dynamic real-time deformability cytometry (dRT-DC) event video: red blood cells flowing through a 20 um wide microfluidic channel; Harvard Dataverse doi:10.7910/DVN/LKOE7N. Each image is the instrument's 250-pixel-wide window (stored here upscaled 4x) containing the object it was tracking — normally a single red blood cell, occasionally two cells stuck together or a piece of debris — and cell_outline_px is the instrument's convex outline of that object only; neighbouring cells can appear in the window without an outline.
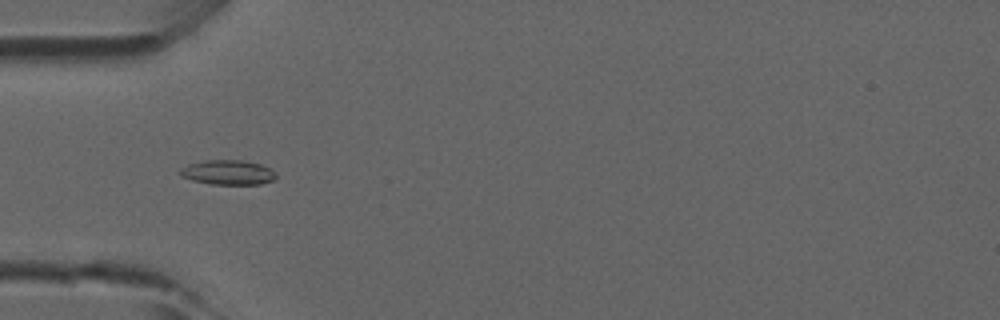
{"species": "common noctule bat (a hibernating species)", "species_latin": "Nyctalus noctula", "temperature_condition": "room temperature", "stored_images_in_passage": 38, "camera_frame_rate_fps": 3000, "um_per_image_px": 0.085, "animal": {"sex": "male", "forearm_length_mm": 52.5}, "frame": {"image": 1, "passage_image": 6, "time_ms": 1.667, "image_size_px": [1000, 320], "cell_outline_px": [[276, 176], [272, 180], [260, 184], [208, 184], [192, 180], [180, 176], [180, 168], [188, 164], [204, 160], [240, 160], [260, 164], [276, 172]], "centroid_in_image_um": [19.33, 14.65], "position_along_channel_um": 65.7, "area_um2": 13.76}}
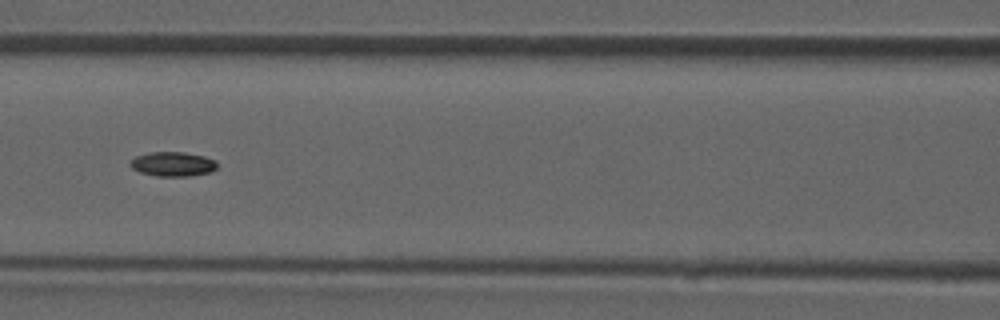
{"frame": {"image": 2, "passage_image": 12, "time_ms": 3.667, "image_size_px": [1000, 320], "cell_outline_px": [[216, 168], [212, 172], [188, 176], [156, 176], [140, 172], [132, 168], [128, 164], [136, 156], [148, 152], [184, 152], [204, 156], [216, 160]], "centroid_in_image_um": [14.68, 13.94], "position_along_channel_um": 151.9, "area_um2": 12.43}}